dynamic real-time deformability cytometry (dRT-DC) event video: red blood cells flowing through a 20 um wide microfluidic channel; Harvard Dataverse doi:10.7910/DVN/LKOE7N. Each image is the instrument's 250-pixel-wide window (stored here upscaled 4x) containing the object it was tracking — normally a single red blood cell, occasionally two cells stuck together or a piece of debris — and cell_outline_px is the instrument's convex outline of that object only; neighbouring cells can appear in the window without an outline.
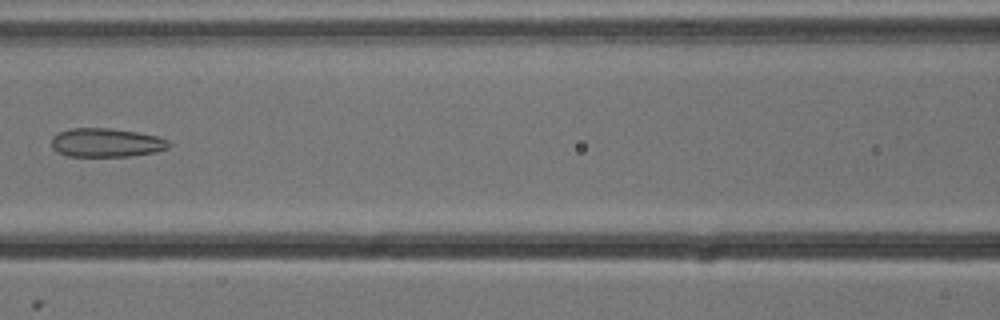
{"species": "common noctule bat (a hibernating species)", "species_latin": "Nyctalus noctula", "temperature_condition": "cold", "stored_images_in_passage": 7, "camera_frame_rate_fps": 3000, "um_per_image_px": 0.085, "animal": {"sex": "male", "body_mass_g": 13.3}, "frame": {"image": 1, "passage_image": 6, "time_ms": 1.667, "image_size_px": [1000, 320], "cell_outline_px": [[172, 144], [168, 148], [156, 152], [132, 156], [68, 156], [56, 152], [52, 148], [52, 136], [60, 132], [72, 128], [112, 128], [160, 136], [168, 140]], "centroid_in_image_um": [9.06, 12.13], "position_along_channel_um": 157.5, "area_um2": 19.88}}
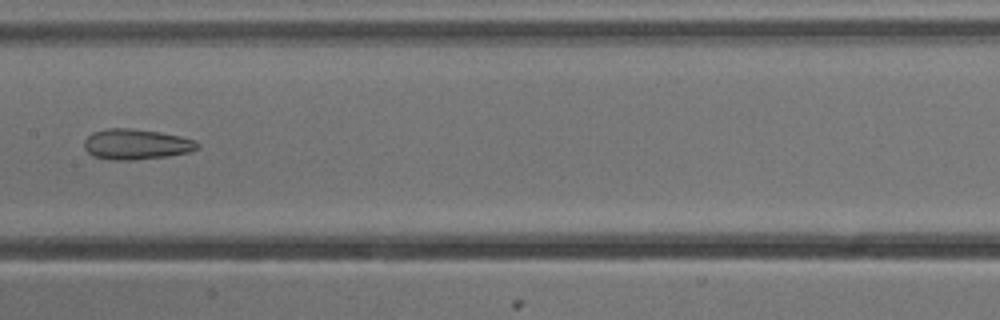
{"frame": {"image": 2, "passage_image": 7, "time_ms": 2.0, "image_size_px": [1000, 320], "cell_outline_px": [[200, 148], [188, 152], [168, 156], [132, 160], [108, 160], [92, 156], [84, 148], [84, 140], [92, 132], [108, 128], [128, 128], [160, 132], [180, 136], [196, 140], [200, 144]], "centroid_in_image_um": [11.57, 12.26], "position_along_channel_um": 195.8, "area_um2": 20.29}}